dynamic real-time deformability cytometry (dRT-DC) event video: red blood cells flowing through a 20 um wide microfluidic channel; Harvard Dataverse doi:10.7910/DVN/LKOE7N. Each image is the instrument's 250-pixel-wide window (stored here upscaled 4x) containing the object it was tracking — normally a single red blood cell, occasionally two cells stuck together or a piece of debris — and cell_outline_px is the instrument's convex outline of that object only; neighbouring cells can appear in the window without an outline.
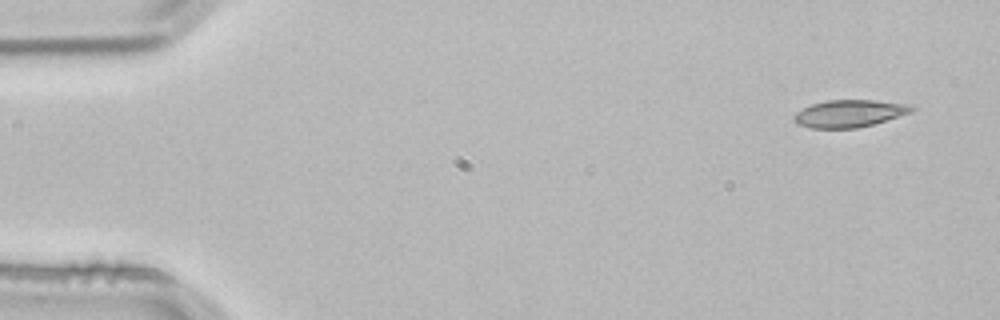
{"species": "common noctule bat (a hibernating species)", "species_latin": "Nyctalus noctula", "temperature_condition": "room temperature", "stored_images_in_passage": 4, "segment_of_instrument_passage": [2, 2], "camera_frame_rate_fps": 3000, "um_per_image_px": 0.085, "animal": {"sex": "male", "body_mass_g": 21.5, "forearm_length_mm": 52.0}, "frame": {"image": 1, "passage_image": 4, "time_ms": 1.0, "image_size_px": [1000, 320], "cell_outline_px": [[916, 108], [912, 112], [872, 124], [856, 128], [812, 128], [796, 124], [792, 120], [792, 116], [796, 112], [812, 104], [828, 100], [876, 100], [912, 104]], "centroid_in_image_um": [72.2, 9.64], "position_along_channel_um": 12.8, "area_um2": 18.79}}